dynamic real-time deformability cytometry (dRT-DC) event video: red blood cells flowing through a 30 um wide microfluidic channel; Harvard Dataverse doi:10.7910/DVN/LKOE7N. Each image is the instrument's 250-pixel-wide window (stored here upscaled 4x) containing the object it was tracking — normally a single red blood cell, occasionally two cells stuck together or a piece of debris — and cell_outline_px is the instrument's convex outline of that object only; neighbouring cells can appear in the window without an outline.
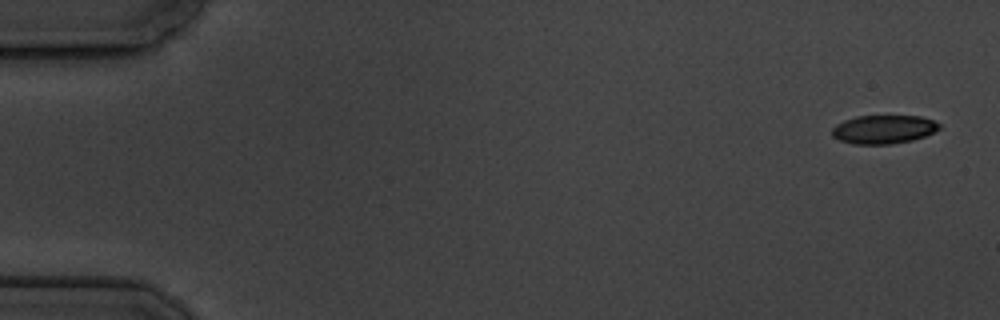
{"species": "common noctule bat (a hibernating species)", "species_latin": "Nyctalus noctula", "temperature_condition": "cold", "stored_images_in_passage": 5, "camera_frame_rate_fps": 3000, "um_per_image_px": 0.085, "animal": {"sex": "male", "body_mass_g": 19.5, "forearm_length_mm": 54.6}, "frame": {"image": 1, "passage_image": 1, "time_ms": 0.0, "image_size_px": [1000, 320], "cell_outline_px": [[940, 128], [924, 136], [912, 140], [892, 144], [852, 144], [840, 140], [832, 136], [832, 128], [836, 124], [844, 120], [856, 116], [920, 116], [932, 120], [940, 124]], "centroid_in_image_um": [75.07, 10.99], "position_along_channel_um": 9.9, "area_um2": 17.8}}
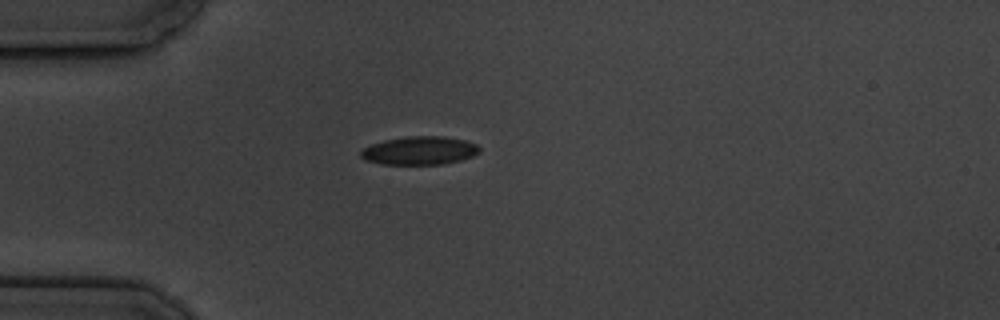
{"frame": {"image": 2, "passage_image": 5, "time_ms": 4.667, "image_size_px": [1000, 320], "cell_outline_px": [[480, 152], [472, 156], [460, 160], [444, 164], [380, 164], [364, 160], [360, 156], [360, 152], [364, 148], [372, 144], [384, 140], [408, 136], [444, 136], [464, 140], [476, 144], [480, 148]], "centroid_in_image_um": [35.65, 12.8], "position_along_channel_um": 49.3, "area_um2": 19.59}}